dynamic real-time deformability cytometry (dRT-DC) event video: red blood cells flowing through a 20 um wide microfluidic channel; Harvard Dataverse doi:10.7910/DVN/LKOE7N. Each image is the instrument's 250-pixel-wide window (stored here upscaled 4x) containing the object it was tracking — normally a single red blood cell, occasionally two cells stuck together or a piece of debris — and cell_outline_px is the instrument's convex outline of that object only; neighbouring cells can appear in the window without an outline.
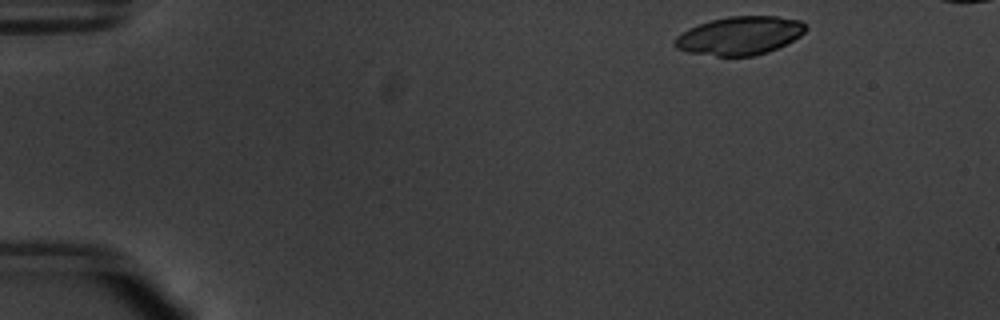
{"species": "common noctule bat (a hibernating species)", "species_latin": "Nyctalus noctula", "temperature_condition": "warm", "stored_images_in_passage": 48, "camera_frame_rate_fps": 3000, "um_per_image_px": 0.085, "animal": {"sex": "male", "body_mass_g": 20.1, "forearm_length_mm": 53.5}, "frame": {"image": 1, "passage_image": 2, "time_ms": 0.333, "image_size_px": [1000, 320], "cell_outline_px": [[808, 28], [800, 36], [768, 52], [752, 56], [716, 56], [688, 52], [676, 48], [672, 44], [676, 36], [688, 28], [712, 20], [728, 16], [776, 16], [800, 20]], "centroid_in_image_um": [62.85, 3.03], "position_along_channel_um": 22.1, "area_um2": 29.19}}